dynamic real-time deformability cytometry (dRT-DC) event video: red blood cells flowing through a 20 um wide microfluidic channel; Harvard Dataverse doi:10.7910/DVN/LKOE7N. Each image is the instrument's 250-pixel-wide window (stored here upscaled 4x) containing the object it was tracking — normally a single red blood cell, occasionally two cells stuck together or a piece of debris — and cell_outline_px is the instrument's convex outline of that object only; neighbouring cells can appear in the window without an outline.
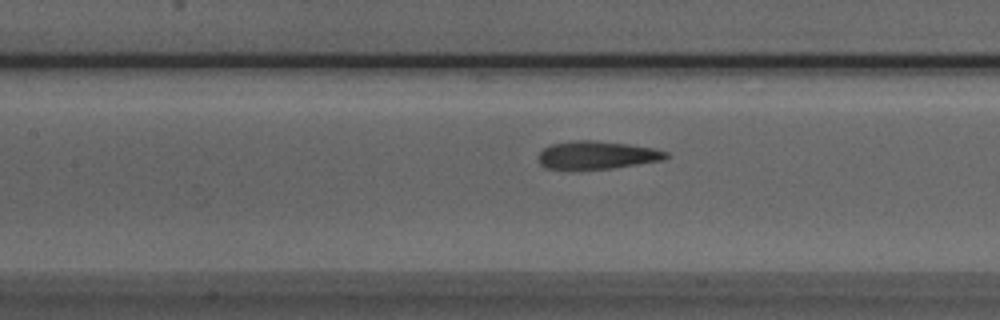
{"species": "Egyptian fruit bat (a non-hibernating species)", "species_latin": "Rousettus aegyptiacus", "temperature_condition": "room temperature", "stored_images_in_passage": 31, "camera_frame_rate_fps": 3000, "um_per_image_px": 0.085, "animal": {"sex": "male"}, "frame": {"image": 1, "passage_image": 12, "time_ms": 3.667, "image_size_px": [1000, 320], "cell_outline_px": [[668, 156], [664, 160], [612, 168], [544, 168], [540, 164], [536, 156], [544, 148], [552, 144], [580, 140], [592, 140], [628, 144], [652, 148], [668, 152]], "centroid_in_image_um": [50.74, 13.17], "position_along_channel_um": 156.7, "area_um2": 20.46}}
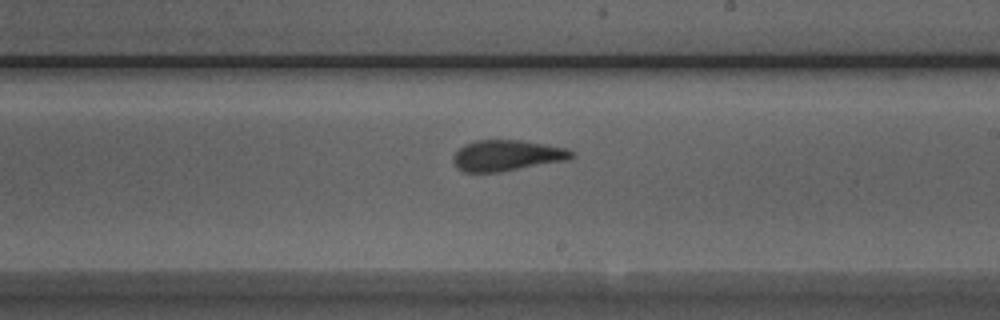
{"frame": {"image": 2, "passage_image": 19, "time_ms": 6.0, "image_size_px": [1000, 320], "cell_outline_px": [[576, 156], [568, 160], [500, 172], [464, 172], [456, 168], [452, 160], [452, 156], [464, 144], [476, 140], [524, 140], [564, 148], [572, 152]], "centroid_in_image_um": [43.06, 13.22], "position_along_channel_um": 245.9, "area_um2": 21.39}}
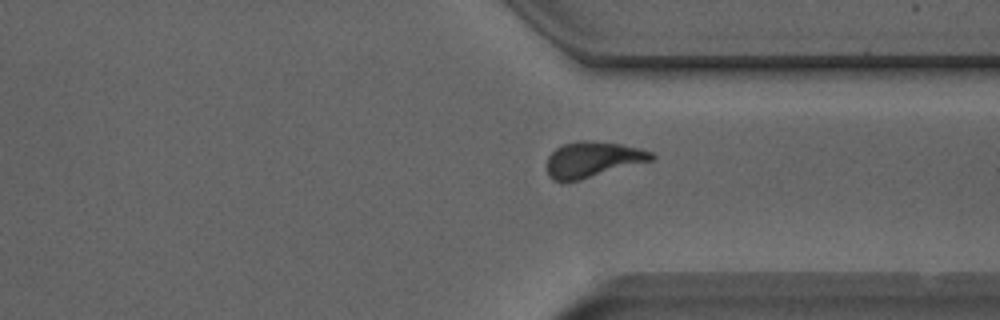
{"frame": {"image": 3, "passage_image": 28, "time_ms": 9.0, "image_size_px": [1000, 320], "cell_outline_px": [[656, 156], [652, 160], [564, 184], [552, 180], [548, 176], [548, 156], [556, 148], [564, 144], [580, 140], [584, 140], [620, 144], [640, 148], [652, 152]], "centroid_in_image_um": [50.34, 13.57], "position_along_channel_um": 361.1, "area_um2": 21.68}}